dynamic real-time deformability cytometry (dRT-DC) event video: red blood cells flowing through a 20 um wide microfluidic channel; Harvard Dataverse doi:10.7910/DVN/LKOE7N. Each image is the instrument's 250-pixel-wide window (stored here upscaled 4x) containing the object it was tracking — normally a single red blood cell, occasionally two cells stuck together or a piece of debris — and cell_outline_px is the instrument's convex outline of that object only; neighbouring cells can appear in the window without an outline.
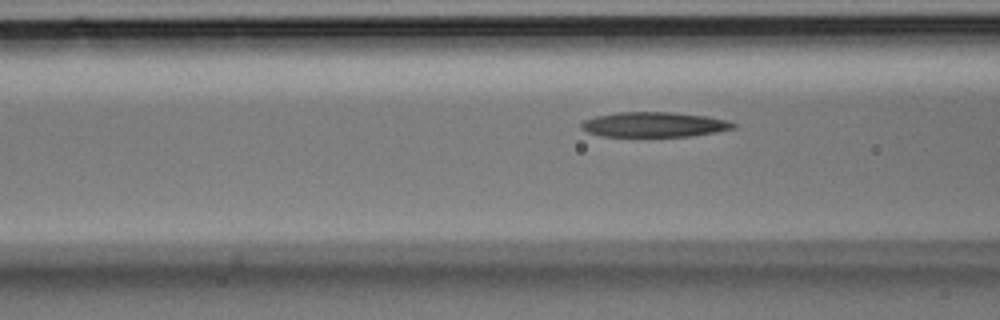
{"species": "Egyptian fruit bat (a non-hibernating species)", "species_latin": "Rousettus aegyptiacus", "temperature_condition": "room temperature", "stored_images_in_passage": 5, "camera_frame_rate_fps": 3000, "um_per_image_px": 0.085, "animal": {"sex": "male"}, "frame": {"image": 1, "passage_image": 5, "time_ms": 1.333, "image_size_px": [1000, 320], "cell_outline_px": [[736, 128], [716, 132], [692, 136], [600, 136], [588, 132], [580, 128], [580, 124], [584, 120], [596, 116], [616, 112], [668, 112], [708, 116], [728, 120], [736, 124]], "centroid_in_image_um": [55.61, 10.58], "position_along_channel_um": 111.0, "area_um2": 22.2}}